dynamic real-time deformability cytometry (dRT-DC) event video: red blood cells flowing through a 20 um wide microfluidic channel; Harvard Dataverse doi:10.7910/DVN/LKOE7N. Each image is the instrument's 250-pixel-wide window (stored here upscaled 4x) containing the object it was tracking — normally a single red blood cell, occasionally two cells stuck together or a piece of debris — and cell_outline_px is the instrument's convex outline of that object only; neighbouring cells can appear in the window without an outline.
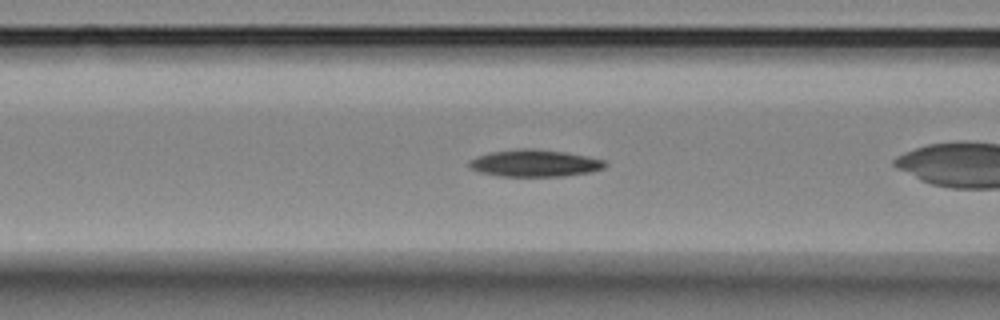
{"species": "Egyptian fruit bat (a non-hibernating species)", "species_latin": "Rousettus aegyptiacus", "temperature_condition": "room temperature", "stored_images_in_passage": 42, "camera_frame_rate_fps": 3000, "um_per_image_px": 0.085, "animal": {"sex": "female"}, "frame": {"image": 1, "passage_image": 6, "time_ms": 1.667, "image_size_px": [1000, 320], "cell_outline_px": [[608, 164], [604, 168], [592, 172], [564, 176], [496, 176], [480, 172], [468, 168], [468, 160], [476, 156], [488, 152], [520, 148], [536, 148], [564, 152], [604, 160]], "centroid_in_image_um": [45.39, 13.87], "position_along_channel_um": 121.2, "area_um2": 21.68}}
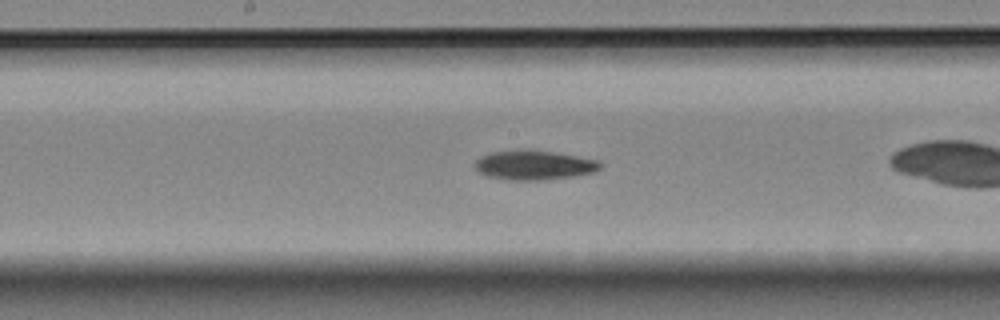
{"frame": {"image": 2, "passage_image": 13, "time_ms": 4.0, "image_size_px": [1000, 320], "cell_outline_px": [[600, 168], [596, 172], [572, 176], [544, 180], [504, 180], [488, 176], [476, 172], [472, 164], [480, 156], [492, 152], [548, 152], [576, 156], [596, 160], [600, 164]], "centroid_in_image_um": [45.32, 14.08], "position_along_channel_um": 202.9, "area_um2": 20.87}}
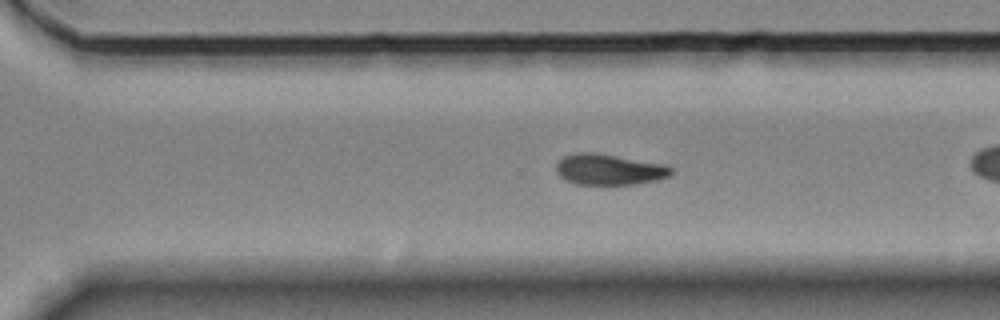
{"frame": {"image": 3, "passage_image": 23, "time_ms": 7.333, "image_size_px": [1000, 320], "cell_outline_px": [[672, 172], [668, 176], [656, 180], [632, 184], [576, 184], [560, 176], [556, 172], [556, 164], [564, 156], [588, 152], [664, 164], [672, 168]], "centroid_in_image_um": [51.77, 14.42], "position_along_channel_um": 318.8, "area_um2": 20.0}, "authors_computed_cell_mechanics": {"area_um2": 20.8658, "velocity_mm_per_s": 3.4893, "shape_relaxation_time_tau1_ms": 5.2499, "shape_relaxation_time_tau2_ms": 9.2309, "deformation_change_tau1": 0.1394, "deformation_change_tau2": 0.1483}}